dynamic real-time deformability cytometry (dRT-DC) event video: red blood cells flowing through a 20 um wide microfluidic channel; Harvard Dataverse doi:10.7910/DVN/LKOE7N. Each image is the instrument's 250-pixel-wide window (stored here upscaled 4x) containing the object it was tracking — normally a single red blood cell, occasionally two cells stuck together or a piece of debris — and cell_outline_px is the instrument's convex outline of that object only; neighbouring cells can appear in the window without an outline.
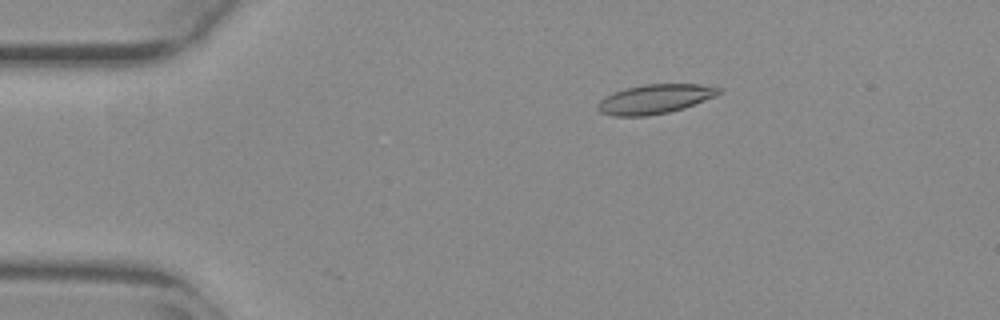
{"species": "common noctule bat (a hibernating species)", "species_latin": "Nyctalus noctula", "temperature_condition": "warm", "stored_images_in_passage": 11, "camera_frame_rate_fps": 3000, "um_per_image_px": 0.085, "animal": {"sex": "female", "body_mass_g": 29.2, "forearm_length_mm": 56.3}, "frame": {"image": 1, "passage_image": 10, "time_ms": 3.0, "image_size_px": [1000, 320], "cell_outline_px": [[724, 88], [716, 96], [684, 108], [668, 112], [648, 116], [612, 116], [600, 112], [596, 108], [596, 104], [604, 96], [612, 92], [644, 84], [700, 84]], "centroid_in_image_um": [55.65, 8.42], "position_along_channel_um": 29.4, "area_um2": 20.87}}